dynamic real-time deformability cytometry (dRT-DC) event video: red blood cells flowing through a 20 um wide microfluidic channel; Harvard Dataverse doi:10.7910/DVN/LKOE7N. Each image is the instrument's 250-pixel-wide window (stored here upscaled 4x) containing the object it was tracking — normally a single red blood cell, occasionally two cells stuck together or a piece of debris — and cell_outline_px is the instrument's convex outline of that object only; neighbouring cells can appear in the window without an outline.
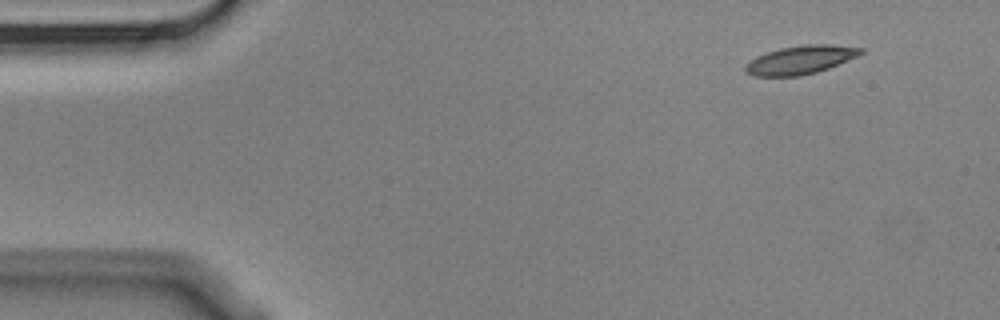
{"species": "Egyptian fruit bat (a non-hibernating species)", "species_latin": "Rousettus aegyptiacus", "temperature_condition": "cold", "stored_images_in_passage": 4, "camera_frame_rate_fps": 3000, "um_per_image_px": 0.085, "animal": {"sex": "male"}, "frame": {"image": 1, "passage_image": 1, "time_ms": 0.0, "image_size_px": [1000, 320], "cell_outline_px": [[864, 52], [856, 56], [828, 68], [816, 72], [800, 76], [752, 76], [744, 68], [756, 56], [780, 48], [804, 44], [832, 44], [864, 48]], "centroid_in_image_um": [68.06, 5.08], "position_along_channel_um": 16.9, "area_um2": 18.9}}
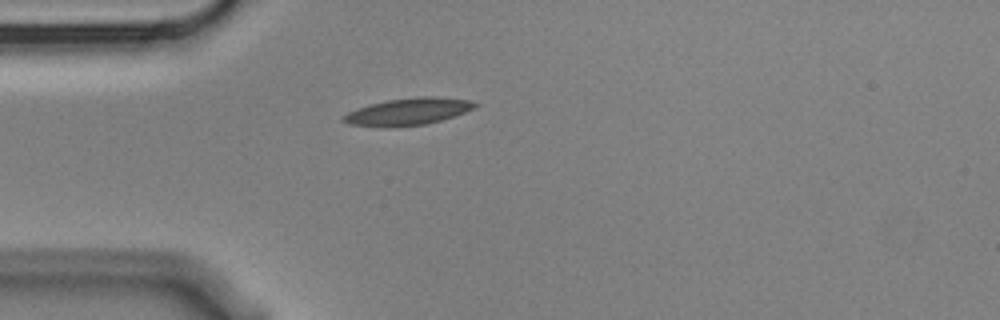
{"frame": {"image": 2, "passage_image": 4, "time_ms": 1.0, "image_size_px": [1000, 320], "cell_outline_px": [[480, 104], [476, 108], [440, 120], [424, 124], [348, 124], [340, 120], [340, 116], [356, 108], [368, 104], [388, 100], [420, 96], [436, 96], [472, 100]], "centroid_in_image_um": [34.74, 9.42], "position_along_channel_um": 50.3, "area_um2": 19.94}}